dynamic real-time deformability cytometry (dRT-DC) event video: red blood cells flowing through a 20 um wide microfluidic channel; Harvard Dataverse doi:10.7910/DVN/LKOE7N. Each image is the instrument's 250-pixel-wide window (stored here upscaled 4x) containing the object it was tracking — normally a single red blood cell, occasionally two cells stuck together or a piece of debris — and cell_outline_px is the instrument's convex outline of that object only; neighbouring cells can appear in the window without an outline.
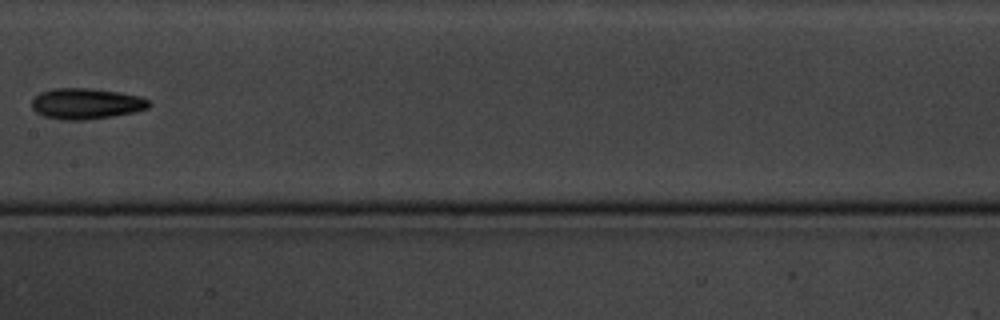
{"species": "common noctule bat (a hibernating species)", "species_latin": "Nyctalus noctula", "temperature_condition": "cold", "stored_images_in_passage": 7, "camera_frame_rate_fps": 3000, "um_per_image_px": 0.085, "animal": {"sex": "male", "body_mass_g": 20.1, "forearm_length_mm": 53.5}, "frame": {"image": 1, "passage_image": 7, "time_ms": 8.667, "image_size_px": [1000, 320], "cell_outline_px": [[152, 104], [148, 108], [132, 112], [112, 116], [84, 120], [60, 120], [44, 116], [36, 112], [32, 108], [32, 100], [40, 92], [52, 88], [88, 88], [120, 92], [140, 96], [148, 100]], "centroid_in_image_um": [7.31, 8.81], "position_along_channel_um": 200.1, "area_um2": 21.1}}